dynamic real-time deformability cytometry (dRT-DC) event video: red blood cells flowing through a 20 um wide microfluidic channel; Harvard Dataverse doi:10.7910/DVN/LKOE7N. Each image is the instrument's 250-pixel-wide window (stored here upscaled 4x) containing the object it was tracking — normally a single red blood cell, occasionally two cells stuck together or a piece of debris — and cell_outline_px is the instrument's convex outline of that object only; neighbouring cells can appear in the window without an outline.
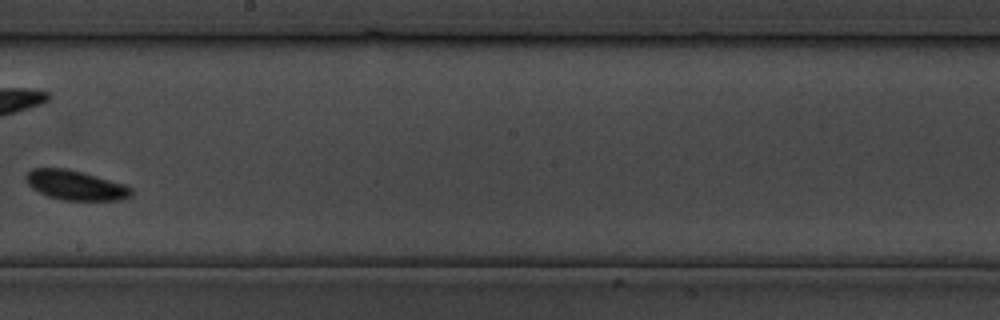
{"species": "common noctule bat (a hibernating species)", "species_latin": "Nyctalus noctula", "temperature_condition": "cold", "stored_images_in_passage": 16, "camera_frame_rate_fps": 3000, "um_per_image_px": 0.085, "animal": {"sex": "male", "body_mass_g": 19.5, "forearm_length_mm": 54.6}, "frame": {"image": 1, "passage_image": 10, "time_ms": 11.0, "image_size_px": [1000, 320], "cell_outline_px": [[132, 196], [120, 200], [64, 200], [48, 196], [32, 188], [28, 184], [24, 176], [32, 168], [64, 168], [84, 172], [124, 184], [132, 188]], "centroid_in_image_um": [6.43, 15.74], "position_along_channel_um": 241.8, "area_um2": 18.21}}